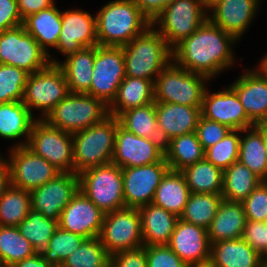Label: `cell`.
<instances>
[{
    "label": "cell",
    "instance_id": "cell-1",
    "mask_svg": "<svg viewBox=\"0 0 267 267\" xmlns=\"http://www.w3.org/2000/svg\"><path fill=\"white\" fill-rule=\"evenodd\" d=\"M235 43L237 40L232 35L207 18L190 37L172 49V60L182 68L212 80L234 66L232 50Z\"/></svg>",
    "mask_w": 267,
    "mask_h": 267
},
{
    "label": "cell",
    "instance_id": "cell-2",
    "mask_svg": "<svg viewBox=\"0 0 267 267\" xmlns=\"http://www.w3.org/2000/svg\"><path fill=\"white\" fill-rule=\"evenodd\" d=\"M95 17L97 41L101 46L123 47L151 25L132 0L109 1Z\"/></svg>",
    "mask_w": 267,
    "mask_h": 267
},
{
    "label": "cell",
    "instance_id": "cell-3",
    "mask_svg": "<svg viewBox=\"0 0 267 267\" xmlns=\"http://www.w3.org/2000/svg\"><path fill=\"white\" fill-rule=\"evenodd\" d=\"M122 48L126 76L129 77L155 82L172 61V49L152 25Z\"/></svg>",
    "mask_w": 267,
    "mask_h": 267
},
{
    "label": "cell",
    "instance_id": "cell-4",
    "mask_svg": "<svg viewBox=\"0 0 267 267\" xmlns=\"http://www.w3.org/2000/svg\"><path fill=\"white\" fill-rule=\"evenodd\" d=\"M119 120L108 115L100 123L72 134L74 173L112 162Z\"/></svg>",
    "mask_w": 267,
    "mask_h": 267
},
{
    "label": "cell",
    "instance_id": "cell-5",
    "mask_svg": "<svg viewBox=\"0 0 267 267\" xmlns=\"http://www.w3.org/2000/svg\"><path fill=\"white\" fill-rule=\"evenodd\" d=\"M208 81L206 76L190 72L172 60L155 79L154 100L201 107Z\"/></svg>",
    "mask_w": 267,
    "mask_h": 267
},
{
    "label": "cell",
    "instance_id": "cell-6",
    "mask_svg": "<svg viewBox=\"0 0 267 267\" xmlns=\"http://www.w3.org/2000/svg\"><path fill=\"white\" fill-rule=\"evenodd\" d=\"M108 114V106L85 93H69L44 118L51 126L74 134L96 123Z\"/></svg>",
    "mask_w": 267,
    "mask_h": 267
},
{
    "label": "cell",
    "instance_id": "cell-7",
    "mask_svg": "<svg viewBox=\"0 0 267 267\" xmlns=\"http://www.w3.org/2000/svg\"><path fill=\"white\" fill-rule=\"evenodd\" d=\"M79 175V190L104 214L125 208L122 168L108 163L88 168Z\"/></svg>",
    "mask_w": 267,
    "mask_h": 267
},
{
    "label": "cell",
    "instance_id": "cell-8",
    "mask_svg": "<svg viewBox=\"0 0 267 267\" xmlns=\"http://www.w3.org/2000/svg\"><path fill=\"white\" fill-rule=\"evenodd\" d=\"M208 18L200 0H173L151 22L173 49L190 37ZM158 26V29H157Z\"/></svg>",
    "mask_w": 267,
    "mask_h": 267
},
{
    "label": "cell",
    "instance_id": "cell-9",
    "mask_svg": "<svg viewBox=\"0 0 267 267\" xmlns=\"http://www.w3.org/2000/svg\"><path fill=\"white\" fill-rule=\"evenodd\" d=\"M69 93L62 69L50 63L46 68L28 75L22 102L32 114V109H38L42 113L38 119H44Z\"/></svg>",
    "mask_w": 267,
    "mask_h": 267
},
{
    "label": "cell",
    "instance_id": "cell-10",
    "mask_svg": "<svg viewBox=\"0 0 267 267\" xmlns=\"http://www.w3.org/2000/svg\"><path fill=\"white\" fill-rule=\"evenodd\" d=\"M0 64L12 65L32 74L46 68L50 59L21 24L0 32Z\"/></svg>",
    "mask_w": 267,
    "mask_h": 267
},
{
    "label": "cell",
    "instance_id": "cell-11",
    "mask_svg": "<svg viewBox=\"0 0 267 267\" xmlns=\"http://www.w3.org/2000/svg\"><path fill=\"white\" fill-rule=\"evenodd\" d=\"M26 146L60 172H74L72 134L37 119Z\"/></svg>",
    "mask_w": 267,
    "mask_h": 267
},
{
    "label": "cell",
    "instance_id": "cell-12",
    "mask_svg": "<svg viewBox=\"0 0 267 267\" xmlns=\"http://www.w3.org/2000/svg\"><path fill=\"white\" fill-rule=\"evenodd\" d=\"M99 239L110 256L143 247L139 209L125 207L106 213Z\"/></svg>",
    "mask_w": 267,
    "mask_h": 267
},
{
    "label": "cell",
    "instance_id": "cell-13",
    "mask_svg": "<svg viewBox=\"0 0 267 267\" xmlns=\"http://www.w3.org/2000/svg\"><path fill=\"white\" fill-rule=\"evenodd\" d=\"M125 77L123 48L96 45L92 83L87 94L109 106Z\"/></svg>",
    "mask_w": 267,
    "mask_h": 267
},
{
    "label": "cell",
    "instance_id": "cell-14",
    "mask_svg": "<svg viewBox=\"0 0 267 267\" xmlns=\"http://www.w3.org/2000/svg\"><path fill=\"white\" fill-rule=\"evenodd\" d=\"M10 185L31 191L53 179L60 171L27 146L10 147Z\"/></svg>",
    "mask_w": 267,
    "mask_h": 267
},
{
    "label": "cell",
    "instance_id": "cell-15",
    "mask_svg": "<svg viewBox=\"0 0 267 267\" xmlns=\"http://www.w3.org/2000/svg\"><path fill=\"white\" fill-rule=\"evenodd\" d=\"M169 169L165 157L157 163L122 168L125 207L140 208L152 203L156 189Z\"/></svg>",
    "mask_w": 267,
    "mask_h": 267
},
{
    "label": "cell",
    "instance_id": "cell-16",
    "mask_svg": "<svg viewBox=\"0 0 267 267\" xmlns=\"http://www.w3.org/2000/svg\"><path fill=\"white\" fill-rule=\"evenodd\" d=\"M164 147L162 141L136 136L118 124L112 163L120 168L157 163L165 157Z\"/></svg>",
    "mask_w": 267,
    "mask_h": 267
},
{
    "label": "cell",
    "instance_id": "cell-17",
    "mask_svg": "<svg viewBox=\"0 0 267 267\" xmlns=\"http://www.w3.org/2000/svg\"><path fill=\"white\" fill-rule=\"evenodd\" d=\"M79 190V175L60 172L44 185L30 191L31 208L57 221L61 212Z\"/></svg>",
    "mask_w": 267,
    "mask_h": 267
},
{
    "label": "cell",
    "instance_id": "cell-18",
    "mask_svg": "<svg viewBox=\"0 0 267 267\" xmlns=\"http://www.w3.org/2000/svg\"><path fill=\"white\" fill-rule=\"evenodd\" d=\"M201 116L228 126L232 130H241L255 126L248 118L236 92L230 87L218 92L204 93Z\"/></svg>",
    "mask_w": 267,
    "mask_h": 267
},
{
    "label": "cell",
    "instance_id": "cell-19",
    "mask_svg": "<svg viewBox=\"0 0 267 267\" xmlns=\"http://www.w3.org/2000/svg\"><path fill=\"white\" fill-rule=\"evenodd\" d=\"M168 246L188 267L209 264L211 244L207 229L178 218Z\"/></svg>",
    "mask_w": 267,
    "mask_h": 267
},
{
    "label": "cell",
    "instance_id": "cell-20",
    "mask_svg": "<svg viewBox=\"0 0 267 267\" xmlns=\"http://www.w3.org/2000/svg\"><path fill=\"white\" fill-rule=\"evenodd\" d=\"M62 30L58 38L57 52L65 55L82 48L98 45L96 36V17L83 9L62 12Z\"/></svg>",
    "mask_w": 267,
    "mask_h": 267
},
{
    "label": "cell",
    "instance_id": "cell-21",
    "mask_svg": "<svg viewBox=\"0 0 267 267\" xmlns=\"http://www.w3.org/2000/svg\"><path fill=\"white\" fill-rule=\"evenodd\" d=\"M104 215L89 198L78 190L61 212L58 225L65 231L91 239L99 237Z\"/></svg>",
    "mask_w": 267,
    "mask_h": 267
},
{
    "label": "cell",
    "instance_id": "cell-22",
    "mask_svg": "<svg viewBox=\"0 0 267 267\" xmlns=\"http://www.w3.org/2000/svg\"><path fill=\"white\" fill-rule=\"evenodd\" d=\"M229 86L236 92L248 118L255 125L263 124L267 120V73L257 65L243 71Z\"/></svg>",
    "mask_w": 267,
    "mask_h": 267
},
{
    "label": "cell",
    "instance_id": "cell-23",
    "mask_svg": "<svg viewBox=\"0 0 267 267\" xmlns=\"http://www.w3.org/2000/svg\"><path fill=\"white\" fill-rule=\"evenodd\" d=\"M262 0H223L208 13V19L237 41L251 25Z\"/></svg>",
    "mask_w": 267,
    "mask_h": 267
},
{
    "label": "cell",
    "instance_id": "cell-24",
    "mask_svg": "<svg viewBox=\"0 0 267 267\" xmlns=\"http://www.w3.org/2000/svg\"><path fill=\"white\" fill-rule=\"evenodd\" d=\"M159 134L164 145L174 137L196 132L201 107L156 102Z\"/></svg>",
    "mask_w": 267,
    "mask_h": 267
},
{
    "label": "cell",
    "instance_id": "cell-25",
    "mask_svg": "<svg viewBox=\"0 0 267 267\" xmlns=\"http://www.w3.org/2000/svg\"><path fill=\"white\" fill-rule=\"evenodd\" d=\"M264 257L242 238L211 244L210 267H263Z\"/></svg>",
    "mask_w": 267,
    "mask_h": 267
},
{
    "label": "cell",
    "instance_id": "cell-26",
    "mask_svg": "<svg viewBox=\"0 0 267 267\" xmlns=\"http://www.w3.org/2000/svg\"><path fill=\"white\" fill-rule=\"evenodd\" d=\"M61 18L62 11L54 4L47 9L29 15L23 20L25 30L49 55L50 63L52 64H57L60 61L56 58L54 59L48 50L49 47L57 48L58 38L62 30Z\"/></svg>",
    "mask_w": 267,
    "mask_h": 267
},
{
    "label": "cell",
    "instance_id": "cell-27",
    "mask_svg": "<svg viewBox=\"0 0 267 267\" xmlns=\"http://www.w3.org/2000/svg\"><path fill=\"white\" fill-rule=\"evenodd\" d=\"M138 209L143 245H168L179 217L153 203Z\"/></svg>",
    "mask_w": 267,
    "mask_h": 267
},
{
    "label": "cell",
    "instance_id": "cell-28",
    "mask_svg": "<svg viewBox=\"0 0 267 267\" xmlns=\"http://www.w3.org/2000/svg\"><path fill=\"white\" fill-rule=\"evenodd\" d=\"M37 117L22 101L0 104V137L6 140L25 138L11 147L26 146Z\"/></svg>",
    "mask_w": 267,
    "mask_h": 267
},
{
    "label": "cell",
    "instance_id": "cell-29",
    "mask_svg": "<svg viewBox=\"0 0 267 267\" xmlns=\"http://www.w3.org/2000/svg\"><path fill=\"white\" fill-rule=\"evenodd\" d=\"M246 215L242 202L222 200L216 216L207 228L210 244L242 238Z\"/></svg>",
    "mask_w": 267,
    "mask_h": 267
},
{
    "label": "cell",
    "instance_id": "cell-30",
    "mask_svg": "<svg viewBox=\"0 0 267 267\" xmlns=\"http://www.w3.org/2000/svg\"><path fill=\"white\" fill-rule=\"evenodd\" d=\"M95 55L96 46L82 48L57 63L65 75L70 93L87 94L90 91Z\"/></svg>",
    "mask_w": 267,
    "mask_h": 267
},
{
    "label": "cell",
    "instance_id": "cell-31",
    "mask_svg": "<svg viewBox=\"0 0 267 267\" xmlns=\"http://www.w3.org/2000/svg\"><path fill=\"white\" fill-rule=\"evenodd\" d=\"M154 100V82L126 76L118 87L116 96L108 106V114L118 117L126 110L146 106Z\"/></svg>",
    "mask_w": 267,
    "mask_h": 267
},
{
    "label": "cell",
    "instance_id": "cell-32",
    "mask_svg": "<svg viewBox=\"0 0 267 267\" xmlns=\"http://www.w3.org/2000/svg\"><path fill=\"white\" fill-rule=\"evenodd\" d=\"M190 195L181 171L169 169L156 189L153 204L180 217Z\"/></svg>",
    "mask_w": 267,
    "mask_h": 267
},
{
    "label": "cell",
    "instance_id": "cell-33",
    "mask_svg": "<svg viewBox=\"0 0 267 267\" xmlns=\"http://www.w3.org/2000/svg\"><path fill=\"white\" fill-rule=\"evenodd\" d=\"M241 134L238 161L248 167L262 181H267L263 124L241 129Z\"/></svg>",
    "mask_w": 267,
    "mask_h": 267
},
{
    "label": "cell",
    "instance_id": "cell-34",
    "mask_svg": "<svg viewBox=\"0 0 267 267\" xmlns=\"http://www.w3.org/2000/svg\"><path fill=\"white\" fill-rule=\"evenodd\" d=\"M164 151L171 170L181 171L204 159V149L196 132L172 138L165 144Z\"/></svg>",
    "mask_w": 267,
    "mask_h": 267
},
{
    "label": "cell",
    "instance_id": "cell-35",
    "mask_svg": "<svg viewBox=\"0 0 267 267\" xmlns=\"http://www.w3.org/2000/svg\"><path fill=\"white\" fill-rule=\"evenodd\" d=\"M261 181L248 167L234 162L223 170V200L243 202Z\"/></svg>",
    "mask_w": 267,
    "mask_h": 267
},
{
    "label": "cell",
    "instance_id": "cell-36",
    "mask_svg": "<svg viewBox=\"0 0 267 267\" xmlns=\"http://www.w3.org/2000/svg\"><path fill=\"white\" fill-rule=\"evenodd\" d=\"M190 193L221 194L223 189V170L205 158L181 170Z\"/></svg>",
    "mask_w": 267,
    "mask_h": 267
},
{
    "label": "cell",
    "instance_id": "cell-37",
    "mask_svg": "<svg viewBox=\"0 0 267 267\" xmlns=\"http://www.w3.org/2000/svg\"><path fill=\"white\" fill-rule=\"evenodd\" d=\"M119 124L136 136L162 141L156 117V102L122 112Z\"/></svg>",
    "mask_w": 267,
    "mask_h": 267
},
{
    "label": "cell",
    "instance_id": "cell-38",
    "mask_svg": "<svg viewBox=\"0 0 267 267\" xmlns=\"http://www.w3.org/2000/svg\"><path fill=\"white\" fill-rule=\"evenodd\" d=\"M223 197L213 193H190L181 220L207 229L216 216Z\"/></svg>",
    "mask_w": 267,
    "mask_h": 267
},
{
    "label": "cell",
    "instance_id": "cell-39",
    "mask_svg": "<svg viewBox=\"0 0 267 267\" xmlns=\"http://www.w3.org/2000/svg\"><path fill=\"white\" fill-rule=\"evenodd\" d=\"M58 227L57 220L44 217L32 208L27 217L18 225L21 235L30 242L37 253H41L48 247L49 240Z\"/></svg>",
    "mask_w": 267,
    "mask_h": 267
},
{
    "label": "cell",
    "instance_id": "cell-40",
    "mask_svg": "<svg viewBox=\"0 0 267 267\" xmlns=\"http://www.w3.org/2000/svg\"><path fill=\"white\" fill-rule=\"evenodd\" d=\"M30 209V191L9 185L0 198V226L18 227Z\"/></svg>",
    "mask_w": 267,
    "mask_h": 267
},
{
    "label": "cell",
    "instance_id": "cell-41",
    "mask_svg": "<svg viewBox=\"0 0 267 267\" xmlns=\"http://www.w3.org/2000/svg\"><path fill=\"white\" fill-rule=\"evenodd\" d=\"M37 253L18 227L0 226V255L5 267Z\"/></svg>",
    "mask_w": 267,
    "mask_h": 267
},
{
    "label": "cell",
    "instance_id": "cell-42",
    "mask_svg": "<svg viewBox=\"0 0 267 267\" xmlns=\"http://www.w3.org/2000/svg\"><path fill=\"white\" fill-rule=\"evenodd\" d=\"M62 264L65 267H110V255L99 237H95L85 239Z\"/></svg>",
    "mask_w": 267,
    "mask_h": 267
},
{
    "label": "cell",
    "instance_id": "cell-43",
    "mask_svg": "<svg viewBox=\"0 0 267 267\" xmlns=\"http://www.w3.org/2000/svg\"><path fill=\"white\" fill-rule=\"evenodd\" d=\"M83 236L58 227L41 254L50 265L62 264L85 240Z\"/></svg>",
    "mask_w": 267,
    "mask_h": 267
},
{
    "label": "cell",
    "instance_id": "cell-44",
    "mask_svg": "<svg viewBox=\"0 0 267 267\" xmlns=\"http://www.w3.org/2000/svg\"><path fill=\"white\" fill-rule=\"evenodd\" d=\"M241 130L230 131L222 140L204 151V158L225 170L239 159Z\"/></svg>",
    "mask_w": 267,
    "mask_h": 267
},
{
    "label": "cell",
    "instance_id": "cell-45",
    "mask_svg": "<svg viewBox=\"0 0 267 267\" xmlns=\"http://www.w3.org/2000/svg\"><path fill=\"white\" fill-rule=\"evenodd\" d=\"M28 75L24 69L0 64V104L23 100Z\"/></svg>",
    "mask_w": 267,
    "mask_h": 267
},
{
    "label": "cell",
    "instance_id": "cell-46",
    "mask_svg": "<svg viewBox=\"0 0 267 267\" xmlns=\"http://www.w3.org/2000/svg\"><path fill=\"white\" fill-rule=\"evenodd\" d=\"M246 220L267 221V181L261 183L242 202Z\"/></svg>",
    "mask_w": 267,
    "mask_h": 267
},
{
    "label": "cell",
    "instance_id": "cell-47",
    "mask_svg": "<svg viewBox=\"0 0 267 267\" xmlns=\"http://www.w3.org/2000/svg\"><path fill=\"white\" fill-rule=\"evenodd\" d=\"M232 129L216 121L200 117L196 127L198 140L204 151L222 140Z\"/></svg>",
    "mask_w": 267,
    "mask_h": 267
},
{
    "label": "cell",
    "instance_id": "cell-48",
    "mask_svg": "<svg viewBox=\"0 0 267 267\" xmlns=\"http://www.w3.org/2000/svg\"><path fill=\"white\" fill-rule=\"evenodd\" d=\"M147 267H188L168 245L146 246Z\"/></svg>",
    "mask_w": 267,
    "mask_h": 267
},
{
    "label": "cell",
    "instance_id": "cell-49",
    "mask_svg": "<svg viewBox=\"0 0 267 267\" xmlns=\"http://www.w3.org/2000/svg\"><path fill=\"white\" fill-rule=\"evenodd\" d=\"M242 239L267 260V222L246 220Z\"/></svg>",
    "mask_w": 267,
    "mask_h": 267
},
{
    "label": "cell",
    "instance_id": "cell-50",
    "mask_svg": "<svg viewBox=\"0 0 267 267\" xmlns=\"http://www.w3.org/2000/svg\"><path fill=\"white\" fill-rule=\"evenodd\" d=\"M110 267H147L146 246L113 254Z\"/></svg>",
    "mask_w": 267,
    "mask_h": 267
},
{
    "label": "cell",
    "instance_id": "cell-51",
    "mask_svg": "<svg viewBox=\"0 0 267 267\" xmlns=\"http://www.w3.org/2000/svg\"><path fill=\"white\" fill-rule=\"evenodd\" d=\"M23 24L17 0H0V32Z\"/></svg>",
    "mask_w": 267,
    "mask_h": 267
},
{
    "label": "cell",
    "instance_id": "cell-52",
    "mask_svg": "<svg viewBox=\"0 0 267 267\" xmlns=\"http://www.w3.org/2000/svg\"><path fill=\"white\" fill-rule=\"evenodd\" d=\"M152 22L173 0H132Z\"/></svg>",
    "mask_w": 267,
    "mask_h": 267
},
{
    "label": "cell",
    "instance_id": "cell-53",
    "mask_svg": "<svg viewBox=\"0 0 267 267\" xmlns=\"http://www.w3.org/2000/svg\"><path fill=\"white\" fill-rule=\"evenodd\" d=\"M22 20L29 15L47 9L55 4L54 0H17Z\"/></svg>",
    "mask_w": 267,
    "mask_h": 267
},
{
    "label": "cell",
    "instance_id": "cell-54",
    "mask_svg": "<svg viewBox=\"0 0 267 267\" xmlns=\"http://www.w3.org/2000/svg\"><path fill=\"white\" fill-rule=\"evenodd\" d=\"M10 185V165L8 158L0 154V198Z\"/></svg>",
    "mask_w": 267,
    "mask_h": 267
},
{
    "label": "cell",
    "instance_id": "cell-55",
    "mask_svg": "<svg viewBox=\"0 0 267 267\" xmlns=\"http://www.w3.org/2000/svg\"><path fill=\"white\" fill-rule=\"evenodd\" d=\"M50 264L48 261L42 256L41 253H35L33 256L29 258H25L24 260L17 262L10 267H49Z\"/></svg>",
    "mask_w": 267,
    "mask_h": 267
},
{
    "label": "cell",
    "instance_id": "cell-56",
    "mask_svg": "<svg viewBox=\"0 0 267 267\" xmlns=\"http://www.w3.org/2000/svg\"><path fill=\"white\" fill-rule=\"evenodd\" d=\"M203 10L208 14L210 11L220 4L223 0H200Z\"/></svg>",
    "mask_w": 267,
    "mask_h": 267
},
{
    "label": "cell",
    "instance_id": "cell-57",
    "mask_svg": "<svg viewBox=\"0 0 267 267\" xmlns=\"http://www.w3.org/2000/svg\"><path fill=\"white\" fill-rule=\"evenodd\" d=\"M259 66L267 73V53L261 59Z\"/></svg>",
    "mask_w": 267,
    "mask_h": 267
},
{
    "label": "cell",
    "instance_id": "cell-58",
    "mask_svg": "<svg viewBox=\"0 0 267 267\" xmlns=\"http://www.w3.org/2000/svg\"><path fill=\"white\" fill-rule=\"evenodd\" d=\"M263 139H264L265 153L267 159V128L264 125H263Z\"/></svg>",
    "mask_w": 267,
    "mask_h": 267
},
{
    "label": "cell",
    "instance_id": "cell-59",
    "mask_svg": "<svg viewBox=\"0 0 267 267\" xmlns=\"http://www.w3.org/2000/svg\"><path fill=\"white\" fill-rule=\"evenodd\" d=\"M49 267H65L63 264L50 265Z\"/></svg>",
    "mask_w": 267,
    "mask_h": 267
},
{
    "label": "cell",
    "instance_id": "cell-60",
    "mask_svg": "<svg viewBox=\"0 0 267 267\" xmlns=\"http://www.w3.org/2000/svg\"><path fill=\"white\" fill-rule=\"evenodd\" d=\"M0 267H5L4 262H3L2 258H1V255H0Z\"/></svg>",
    "mask_w": 267,
    "mask_h": 267
},
{
    "label": "cell",
    "instance_id": "cell-61",
    "mask_svg": "<svg viewBox=\"0 0 267 267\" xmlns=\"http://www.w3.org/2000/svg\"><path fill=\"white\" fill-rule=\"evenodd\" d=\"M263 125L267 128V120L263 123Z\"/></svg>",
    "mask_w": 267,
    "mask_h": 267
},
{
    "label": "cell",
    "instance_id": "cell-62",
    "mask_svg": "<svg viewBox=\"0 0 267 267\" xmlns=\"http://www.w3.org/2000/svg\"><path fill=\"white\" fill-rule=\"evenodd\" d=\"M263 267H267V260L265 261Z\"/></svg>",
    "mask_w": 267,
    "mask_h": 267
}]
</instances>
